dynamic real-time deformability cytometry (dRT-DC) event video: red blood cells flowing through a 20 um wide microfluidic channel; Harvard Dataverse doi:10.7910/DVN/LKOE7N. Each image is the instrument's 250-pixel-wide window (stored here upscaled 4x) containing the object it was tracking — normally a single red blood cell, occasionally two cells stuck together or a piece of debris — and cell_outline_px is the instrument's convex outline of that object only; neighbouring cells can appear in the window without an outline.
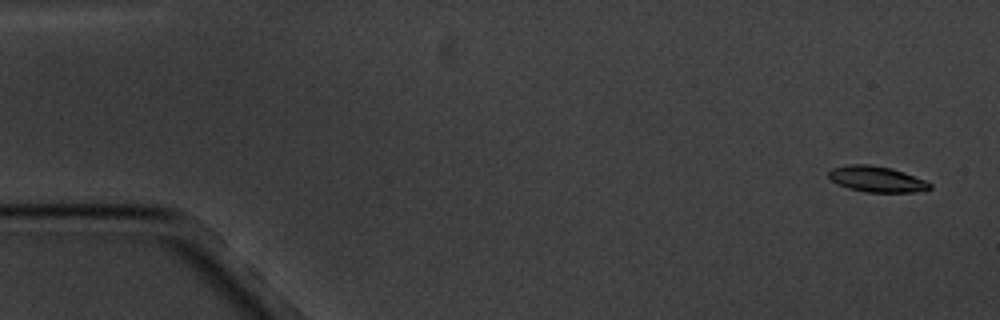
{"species": "common noctule bat (a hibernating species)", "species_latin": "Nyctalus noctula", "temperature_condition": "cold", "stored_images_in_passage": 5, "segment_of_instrument_passage": [1, 2], "camera_frame_rate_fps": 3000, "um_per_image_px": 0.085, "animal": {"sex": "male", "body_mass_g": 20.1, "forearm_length_mm": 53.5}, "frame": {"image": 1, "passage_image": 1, "time_ms": 0.0, "image_size_px": [1000, 320], "cell_outline_px": [[932, 188], [916, 192], [864, 192], [848, 188], [832, 180], [828, 176], [828, 172], [832, 168], [848, 164], [868, 164], [892, 168], [904, 172], [924, 180], [932, 184]], "centroid_in_image_um": [74.52, 15.22], "position_along_channel_um": 10.5, "area_um2": 15.2}}
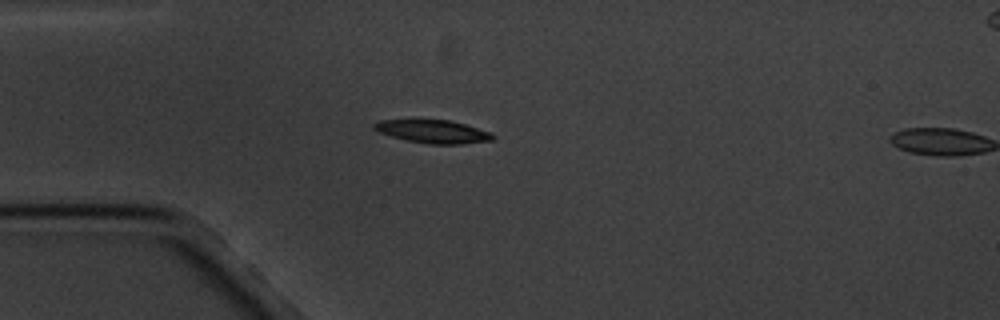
{"frame": {"image": 2, "passage_image": 4, "time_ms": 4.333, "image_size_px": [1000, 320], "cell_outline_px": [[496, 136], [492, 140], [460, 144], [428, 144], [408, 140], [392, 136], [380, 132], [372, 128], [372, 124], [380, 120], [448, 120], [464, 124], [492, 132]], "centroid_in_image_um": [36.83, 11.18], "position_along_channel_um": 48.2, "area_um2": 15.84}}